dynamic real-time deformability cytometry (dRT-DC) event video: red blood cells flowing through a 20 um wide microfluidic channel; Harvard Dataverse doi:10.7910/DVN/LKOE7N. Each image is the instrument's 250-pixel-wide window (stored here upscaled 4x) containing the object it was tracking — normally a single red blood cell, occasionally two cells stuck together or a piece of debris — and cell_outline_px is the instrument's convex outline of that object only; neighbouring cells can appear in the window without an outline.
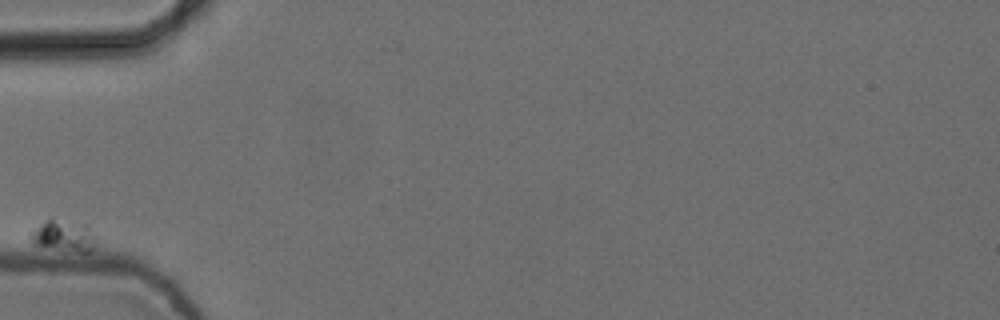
{"species": "common noctule bat (a hibernating species)", "species_latin": "Nyctalus noctula", "temperature_condition": "cold", "stored_images_in_passage": 3, "camera_frame_rate_fps": 3000, "um_per_image_px": 0.085, "animal": {"sex": "female", "body_mass_g": 24.6, "forearm_length_mm": 56.2}, "frame": {"image": 1, "passage_image": 1, "time_ms": 0.0, "image_size_px": [1000, 320], "cell_outline_px": [[96, 240], [92, 252], [80, 252], [32, 244], [28, 236], [32, 228], [48, 216], [52, 216], [88, 224], [96, 236]], "centroid_in_image_um": [5.39, 19.96], "position_along_channel_um": 79.6, "area_um2": 12.77}}
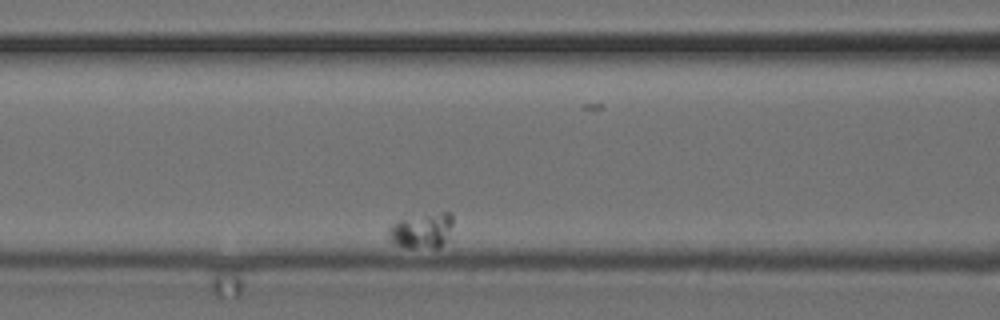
{"frame": {"image": 2, "passage_image": 3, "time_ms": 0.667, "image_size_px": [1000, 320], "cell_outline_px": [[452, 224], [440, 248], [408, 248], [396, 244], [388, 240], [388, 228], [392, 224], [400, 220], [440, 212], [452, 212]], "centroid_in_image_um": [35.82, 19.62], "position_along_channel_um": 130.8, "area_um2": 12.95}}